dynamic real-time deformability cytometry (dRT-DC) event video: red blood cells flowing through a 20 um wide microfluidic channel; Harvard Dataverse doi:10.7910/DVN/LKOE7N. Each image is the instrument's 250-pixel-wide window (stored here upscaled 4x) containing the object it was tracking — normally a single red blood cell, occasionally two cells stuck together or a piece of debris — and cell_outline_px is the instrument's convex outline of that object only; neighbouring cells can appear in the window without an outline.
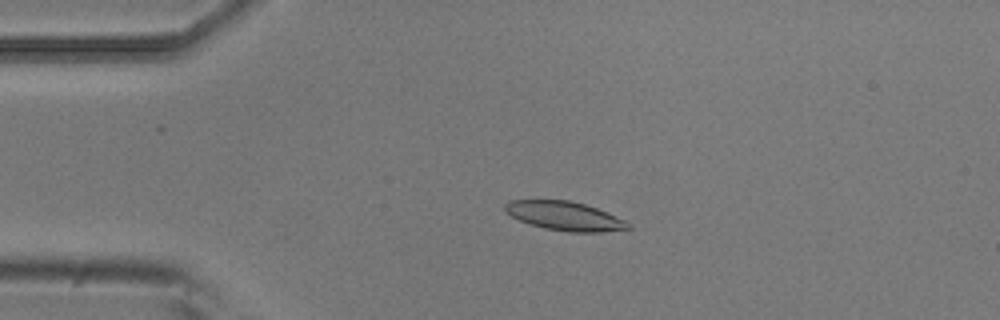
{"species": "common noctule bat (a hibernating species)", "species_latin": "Nyctalus noctula", "temperature_condition": "room temperature", "stored_images_in_passage": 4, "camera_frame_rate_fps": 3000, "um_per_image_px": 0.085, "animal": {"sex": "male", "body_mass_g": 20.5, "forearm_length_mm": 52.5}, "frame": {"image": 1, "passage_image": 3, "time_ms": 0.667, "image_size_px": [1000, 320], "cell_outline_px": [[632, 228], [600, 232], [568, 232], [544, 228], [520, 220], [504, 212], [504, 204], [508, 200], [572, 200], [596, 208], [628, 220], [632, 224]], "centroid_in_image_um": [48.03, 18.35], "position_along_channel_um": 37.0, "area_um2": 20.92}}